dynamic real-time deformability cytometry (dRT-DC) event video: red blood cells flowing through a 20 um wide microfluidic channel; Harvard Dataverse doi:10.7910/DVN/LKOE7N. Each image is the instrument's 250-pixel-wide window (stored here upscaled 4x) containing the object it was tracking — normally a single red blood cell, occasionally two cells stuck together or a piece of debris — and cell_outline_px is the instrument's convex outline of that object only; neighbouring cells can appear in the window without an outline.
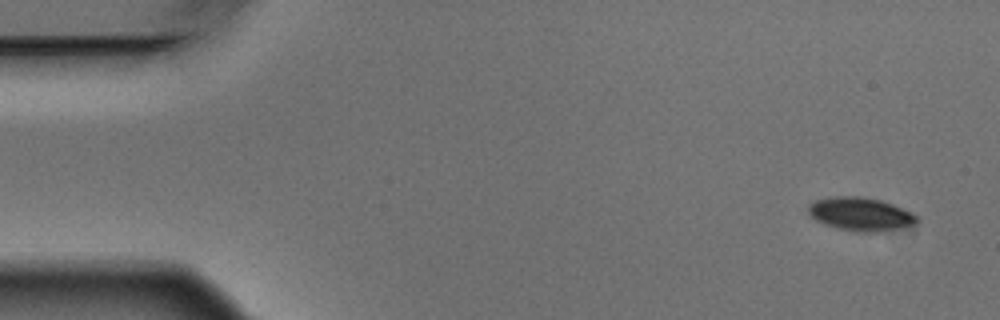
{"species": "Egyptian fruit bat (a non-hibernating species)", "species_latin": "Rousettus aegyptiacus", "temperature_condition": "warm", "stored_images_in_passage": 4, "camera_frame_rate_fps": 3000, "um_per_image_px": 0.085, "animal": {"sex": "male"}, "frame": {"image": 1, "passage_image": 1, "time_ms": 0.0, "image_size_px": [1000, 320], "cell_outline_px": [[920, 220], [916, 224], [880, 232], [856, 232], [836, 228], [824, 224], [816, 220], [808, 212], [808, 204], [816, 200], [836, 196], [860, 196], [880, 200], [892, 204], [912, 212]], "centroid_in_image_um": [73.15, 18.2], "position_along_channel_um": 11.8, "area_um2": 21.15}}
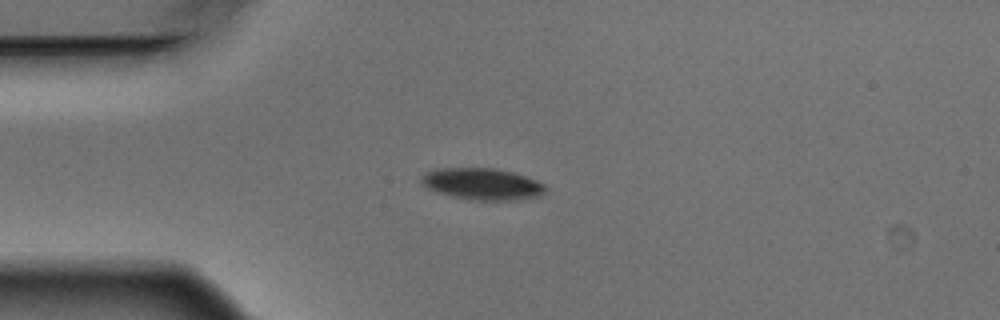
{"frame": {"image": 2, "passage_image": 4, "time_ms": 1.0, "image_size_px": [1000, 320], "cell_outline_px": [[548, 192], [540, 196], [516, 200], [468, 200], [436, 192], [420, 184], [420, 176], [436, 168], [496, 168], [512, 172], [536, 180], [544, 184]], "centroid_in_image_um": [40.99, 15.64], "position_along_channel_um": 44.0, "area_um2": 23.12}}